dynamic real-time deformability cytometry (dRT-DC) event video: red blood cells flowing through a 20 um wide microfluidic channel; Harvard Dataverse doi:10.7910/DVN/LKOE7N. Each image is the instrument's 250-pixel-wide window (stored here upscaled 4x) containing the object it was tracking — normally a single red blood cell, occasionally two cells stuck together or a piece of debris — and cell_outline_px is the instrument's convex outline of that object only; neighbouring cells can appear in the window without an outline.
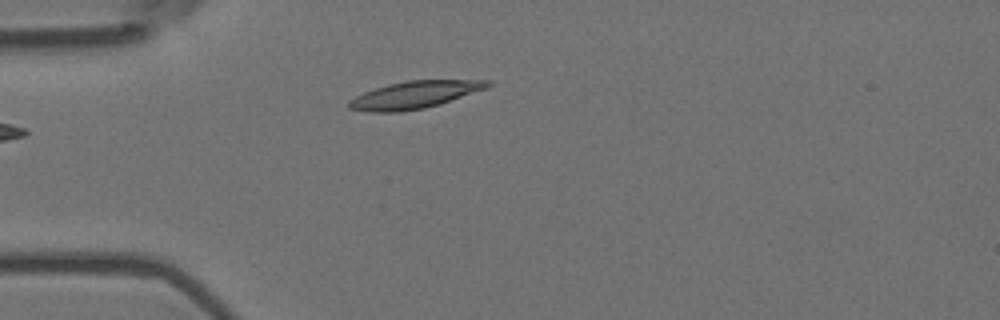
{"species": "Egyptian fruit bat (a non-hibernating species)", "species_latin": "Rousettus aegyptiacus", "temperature_condition": "room temperature", "stored_images_in_passage": 3, "camera_frame_rate_fps": 3000, "um_per_image_px": 0.085, "animal": {"sex": "female"}, "frame": {"image": 1, "passage_image": 3, "time_ms": 0.667, "image_size_px": [1000, 320], "cell_outline_px": [[492, 84], [484, 88], [440, 104], [424, 108], [400, 112], [368, 112], [348, 108], [348, 100], [364, 92], [388, 84], [408, 80], [492, 80]], "centroid_in_image_um": [35.18, 8.06], "position_along_channel_um": 49.8, "area_um2": 21.85}}